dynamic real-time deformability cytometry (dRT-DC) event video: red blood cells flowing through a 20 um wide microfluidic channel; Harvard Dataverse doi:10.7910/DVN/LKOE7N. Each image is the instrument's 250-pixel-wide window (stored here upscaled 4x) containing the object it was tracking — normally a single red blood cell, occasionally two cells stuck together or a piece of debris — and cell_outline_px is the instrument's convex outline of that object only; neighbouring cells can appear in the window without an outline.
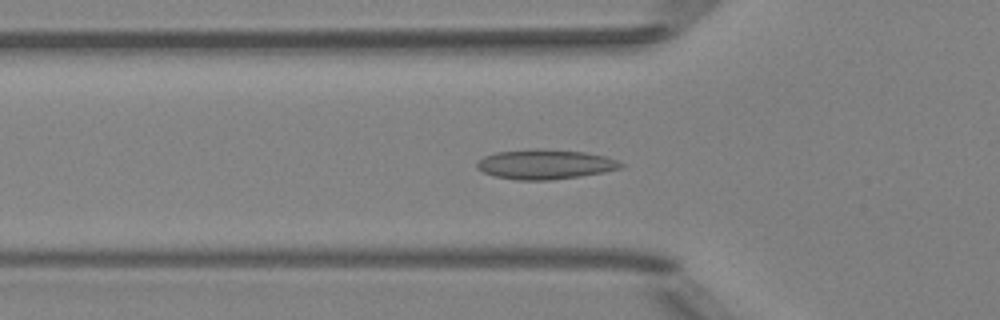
{"species": "Egyptian fruit bat (a non-hibernating species)", "species_latin": "Rousettus aegyptiacus", "temperature_condition": "room temperature", "stored_images_in_passage": 52, "camera_frame_rate_fps": 3000, "um_per_image_px": 0.085, "animal": {"sex": "female"}, "frame": {"image": 1, "passage_image": 17, "time_ms": 5.333, "image_size_px": [1000, 320], "cell_outline_px": [[628, 164], [620, 168], [604, 172], [548, 180], [516, 180], [496, 176], [484, 172], [476, 168], [476, 164], [484, 156], [496, 152], [528, 148], [544, 148], [584, 152], [604, 156]], "centroid_in_image_um": [46.33, 13.95], "position_along_channel_um": 79.5, "area_um2": 24.97}}
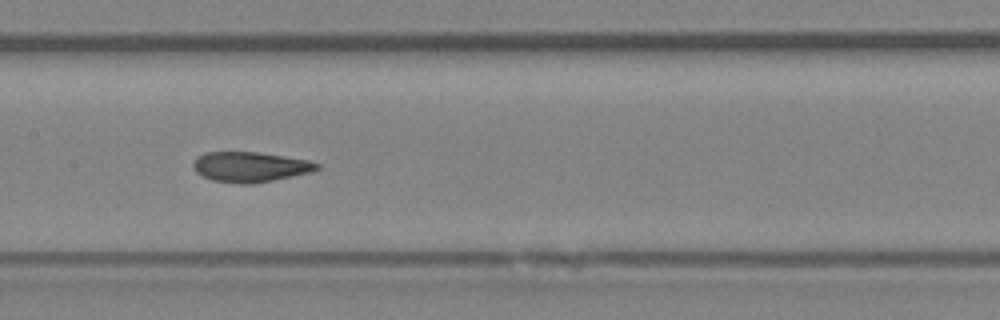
{"frame": {"image": 2, "passage_image": 25, "time_ms": 8.0, "image_size_px": [1000, 320], "cell_outline_px": [[320, 168], [312, 172], [252, 184], [240, 184], [212, 180], [196, 172], [192, 164], [196, 156], [204, 152], [256, 152], [308, 160], [320, 164]], "centroid_in_image_um": [21.24, 14.18], "position_along_channel_um": 186.2, "area_um2": 21.68}}
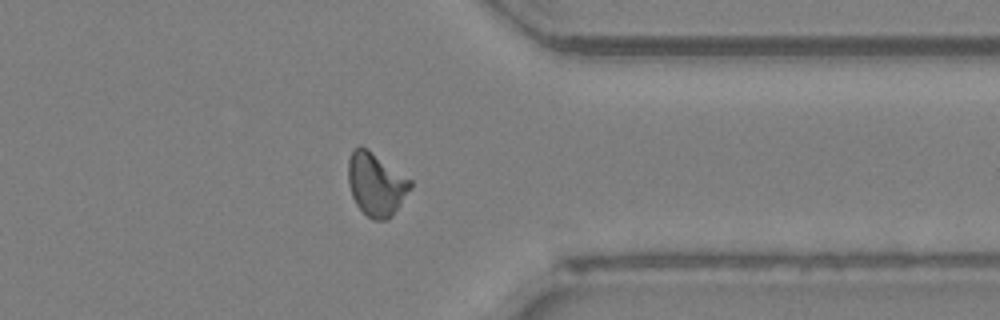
{"frame": {"image": 3, "passage_image": 40, "time_ms": 13.0, "image_size_px": [1000, 320], "cell_outline_px": [[412, 184], [400, 204], [392, 216], [388, 220], [372, 220], [356, 204], [352, 196], [348, 180], [348, 160], [352, 148], [360, 144], [368, 148], [412, 180]], "centroid_in_image_um": [31.94, 15.62], "position_along_channel_um": 379.5, "area_um2": 22.95}, "authors_computed_cell_mechanics": {"area_um2": 22.0796, "velocity_mm_per_s": 4.0085, "shape_relaxation_time_tau1_ms": null, "shape_relaxation_time_tau2_ms": 1.3287, "deformation_change_tau1": null, "deformation_change_tau2": 0.0637}}